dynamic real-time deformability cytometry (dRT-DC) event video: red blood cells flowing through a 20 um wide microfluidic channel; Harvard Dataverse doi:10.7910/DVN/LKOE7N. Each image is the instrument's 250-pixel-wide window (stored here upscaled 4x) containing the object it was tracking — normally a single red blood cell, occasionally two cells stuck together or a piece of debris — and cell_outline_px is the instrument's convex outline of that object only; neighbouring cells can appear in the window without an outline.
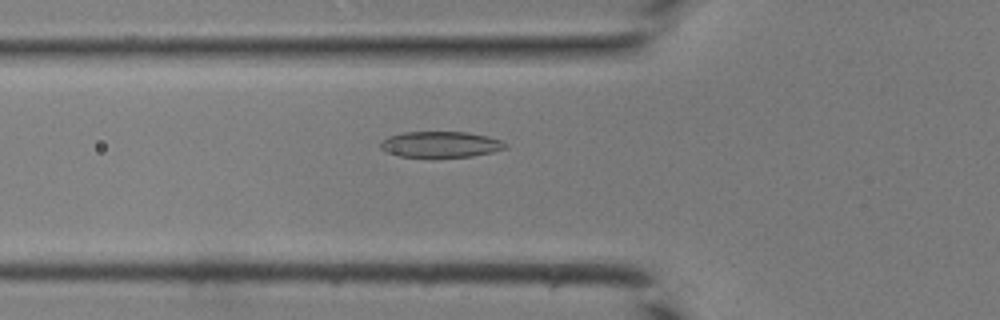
{"species": "common noctule bat (a hibernating species)", "species_latin": "Nyctalus noctula", "temperature_condition": "room temperature", "stored_images_in_passage": 30, "camera_frame_rate_fps": 3000, "um_per_image_px": 0.085, "animal": {"sex": "male", "body_mass_g": 19.0, "forearm_length_mm": 50.8}, "frame": {"image": 1, "passage_image": 3, "time_ms": 0.667, "image_size_px": [1000, 320], "cell_outline_px": [[508, 148], [492, 152], [472, 156], [432, 160], [400, 156], [388, 152], [380, 148], [380, 140], [388, 136], [404, 132], [468, 132], [488, 136], [500, 140], [508, 144]], "centroid_in_image_um": [37.44, 12.31], "position_along_channel_um": 88.4, "area_um2": 19.77}}
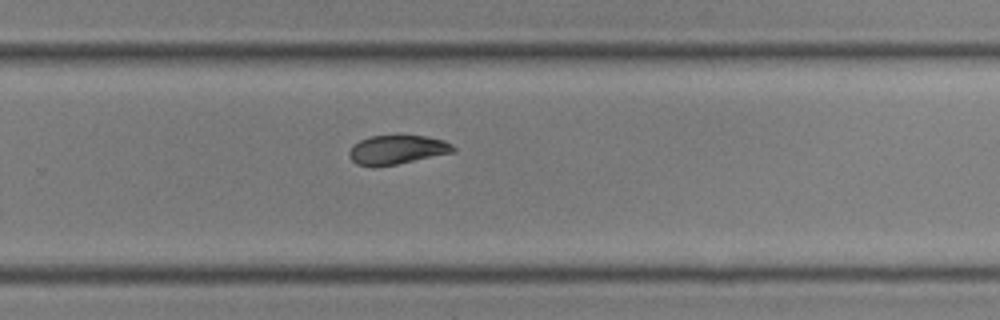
{"frame": {"image": 2, "passage_image": 16, "time_ms": 5.0, "image_size_px": [1000, 320], "cell_outline_px": [[456, 152], [396, 164], [372, 168], [356, 164], [348, 156], [348, 152], [352, 144], [368, 136], [424, 136], [444, 140], [452, 144], [456, 148]], "centroid_in_image_um": [33.72, 12.74], "position_along_channel_um": 296.1, "area_um2": 17.86}}
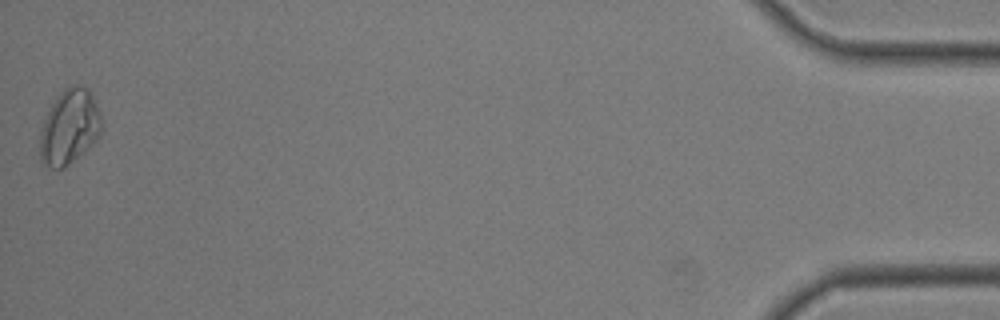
{"frame": {"image": 3, "passage_image": 30, "time_ms": 9.667, "image_size_px": [1000, 320], "cell_outline_px": [[104, 124], [100, 136], [88, 148], [64, 168], [48, 168], [40, 160], [40, 128], [56, 96], [64, 88], [72, 84], [80, 84], [88, 88], [96, 104]], "centroid_in_image_um": [5.91, 10.78], "position_along_channel_um": 429.3, "area_um2": 27.17}}